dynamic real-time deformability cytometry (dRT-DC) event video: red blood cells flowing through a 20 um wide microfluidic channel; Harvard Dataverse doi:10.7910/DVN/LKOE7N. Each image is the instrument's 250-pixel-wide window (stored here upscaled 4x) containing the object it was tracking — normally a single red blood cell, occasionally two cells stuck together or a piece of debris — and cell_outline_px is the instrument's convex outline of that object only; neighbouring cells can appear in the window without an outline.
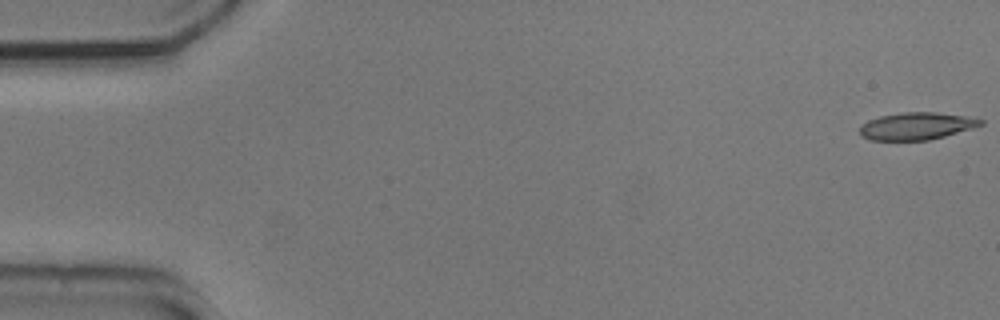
{"species": "common noctule bat (a hibernating species)", "species_latin": "Nyctalus noctula", "temperature_condition": "cold", "stored_images_in_passage": 54, "camera_frame_rate_fps": 3000, "um_per_image_px": 0.085, "animal": {"sex": "male", "body_mass_g": 20.5, "forearm_length_mm": 52.5}, "frame": {"image": 1, "passage_image": 1, "time_ms": 0.0, "image_size_px": [1000, 320], "cell_outline_px": [[984, 124], [972, 128], [944, 136], [928, 140], [872, 140], [860, 136], [860, 128], [868, 120], [880, 116], [904, 112], [936, 112], [964, 116], [984, 120]], "centroid_in_image_um": [77.9, 10.71], "position_along_channel_um": 7.1, "area_um2": 19.02}}
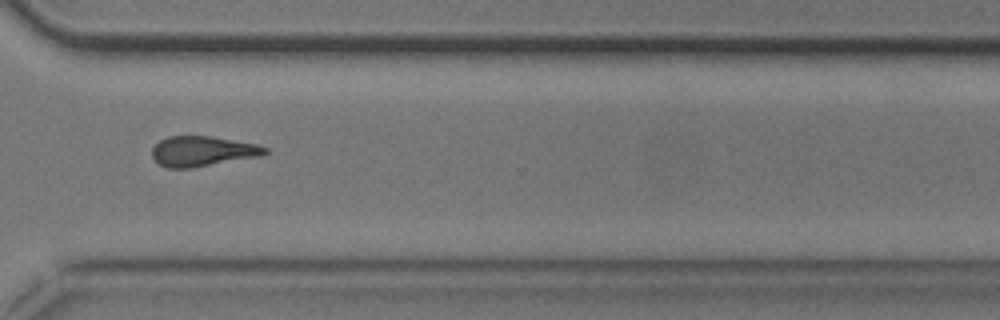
{"frame": {"image": 2, "passage_image": 40, "time_ms": 13.0, "image_size_px": [1000, 320], "cell_outline_px": [[268, 152], [260, 156], [192, 168], [168, 168], [160, 164], [152, 156], [152, 148], [160, 140], [168, 136], [212, 136], [256, 144], [268, 148]], "centroid_in_image_um": [17.21, 12.85], "position_along_channel_um": 353.4, "area_um2": 19.77}}
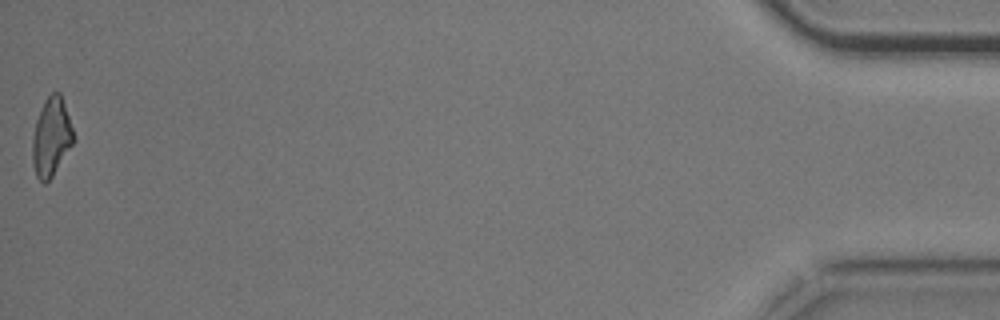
{"frame": {"image": 3, "passage_image": 54, "time_ms": 17.667, "image_size_px": [1000, 320], "cell_outline_px": [[76, 140], [52, 176], [44, 184], [36, 176], [32, 164], [32, 140], [36, 120], [44, 100], [52, 92], [60, 92], [76, 136]], "centroid_in_image_um": [4.38, 11.65], "position_along_channel_um": 430.8, "area_um2": 18.96}, "authors_computed_cell_mechanics": {"area_um2": 19.9988, "velocity_mm_per_s": 3.7437, "shape_relaxation_time_tau1_ms": 8.6946, "shape_relaxation_time_tau2_ms": 3.0329, "deformation_change_tau1": 0.2247, "deformation_change_tau2": 0.1278}}